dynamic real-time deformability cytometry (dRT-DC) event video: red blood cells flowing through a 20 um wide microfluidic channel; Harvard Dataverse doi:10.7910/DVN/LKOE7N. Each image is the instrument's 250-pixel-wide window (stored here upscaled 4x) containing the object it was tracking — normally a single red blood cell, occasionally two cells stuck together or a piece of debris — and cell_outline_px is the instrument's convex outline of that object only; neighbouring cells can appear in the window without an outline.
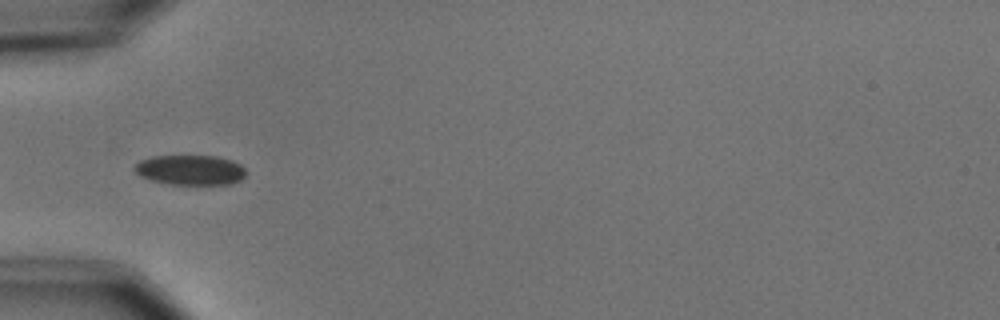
{"species": "common noctule bat (a hibernating species)", "species_latin": "Nyctalus noctula", "temperature_condition": "cold", "stored_images_in_passage": 9, "camera_frame_rate_fps": 3000, "um_per_image_px": 0.085, "animal": {"sex": "male", "body_mass_g": 15.6}, "frame": {"image": 1, "passage_image": 6, "time_ms": 6.0, "image_size_px": [1000, 320], "cell_outline_px": [[244, 176], [240, 180], [232, 184], [172, 184], [152, 180], [140, 176], [132, 168], [140, 160], [152, 156], [216, 156], [232, 160], [240, 164], [244, 168]], "centroid_in_image_um": [16.17, 14.44], "position_along_channel_um": 68.8, "area_um2": 19.36}}
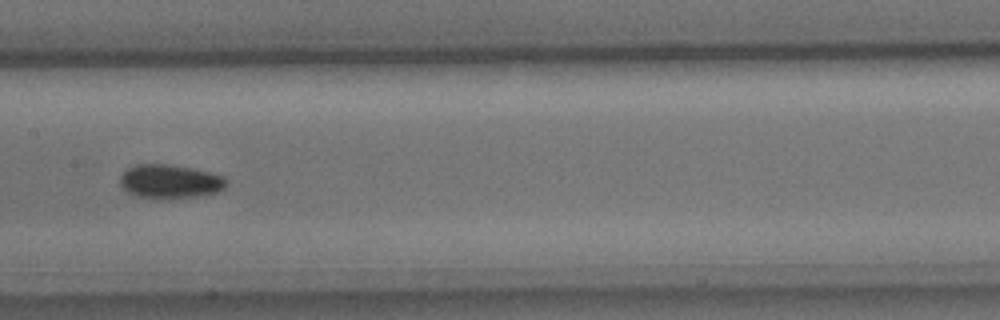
{"frame": {"image": 2, "passage_image": 9, "time_ms": 9.333, "image_size_px": [1000, 320], "cell_outline_px": [[228, 180], [224, 188], [216, 192], [196, 196], [168, 200], [136, 196], [128, 192], [120, 184], [120, 176], [128, 168], [136, 164], [172, 164], [212, 172], [224, 176]], "centroid_in_image_um": [14.46, 15.43], "position_along_channel_um": 192.9, "area_um2": 21.27}}